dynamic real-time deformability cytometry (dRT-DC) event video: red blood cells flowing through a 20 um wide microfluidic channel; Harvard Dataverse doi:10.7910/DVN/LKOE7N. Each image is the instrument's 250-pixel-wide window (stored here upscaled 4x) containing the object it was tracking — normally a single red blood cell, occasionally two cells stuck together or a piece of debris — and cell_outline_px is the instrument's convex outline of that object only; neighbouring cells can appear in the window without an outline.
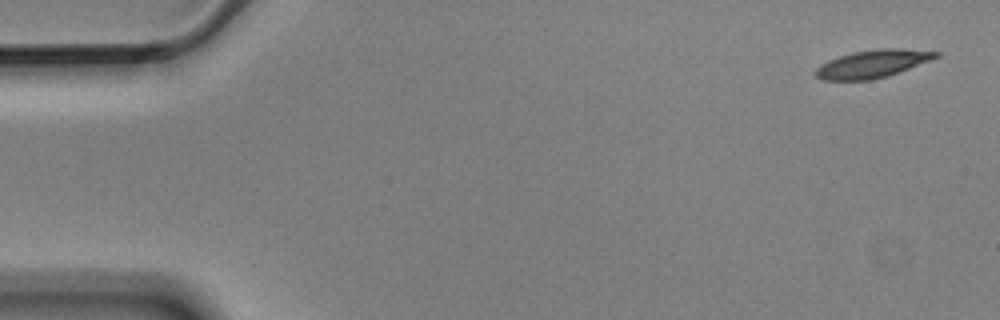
{"species": "Egyptian fruit bat (a non-hibernating species)", "species_latin": "Rousettus aegyptiacus", "temperature_condition": "cold", "stored_images_in_passage": 4, "camera_frame_rate_fps": 3000, "um_per_image_px": 0.085, "animal": {"sex": "male"}, "frame": {"image": 1, "passage_image": 1, "time_ms": 0.0, "image_size_px": [1000, 320], "cell_outline_px": [[940, 56], [888, 76], [872, 80], [820, 80], [812, 72], [820, 64], [828, 60], [852, 52], [880, 48], [904, 48], [940, 52]], "centroid_in_image_um": [74.13, 5.42], "position_along_channel_um": 10.9, "area_um2": 19.59}}